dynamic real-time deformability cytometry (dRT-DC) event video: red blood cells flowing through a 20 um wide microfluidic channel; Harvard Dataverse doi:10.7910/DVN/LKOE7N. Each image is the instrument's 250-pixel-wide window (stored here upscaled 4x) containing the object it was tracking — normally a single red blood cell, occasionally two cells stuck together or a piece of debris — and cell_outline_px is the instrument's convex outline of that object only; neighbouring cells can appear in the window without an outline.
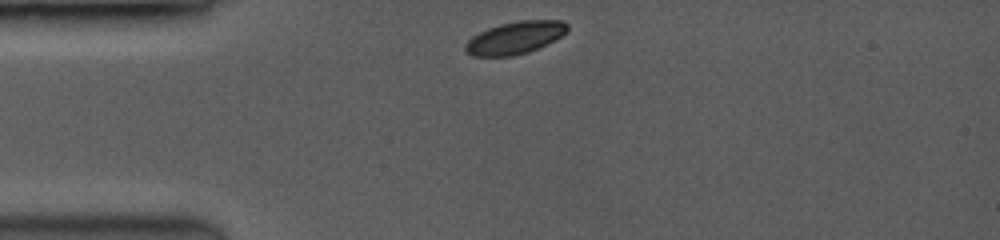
{"species": "common noctule bat (a hibernating species)", "species_latin": "Nyctalus noctula", "temperature_condition": "room temperature", "stored_images_in_passage": 51, "camera_frame_rate_fps": 3500, "um_per_image_px": 0.085, "animal": {"sex": "female", "body_mass_g": 19.0, "forearm_length_mm": 53.3}, "frame": {"image": 1, "passage_image": 1, "time_ms": 0.0, "image_size_px": [1000, 240], "cell_outline_px": [[568, 28], [560, 36], [528, 52], [512, 56], [472, 56], [464, 52], [464, 44], [472, 36], [488, 28], [500, 24], [520, 20], [560, 20], [568, 24]], "centroid_in_image_um": [43.71, 3.21], "position_along_channel_um": 41.3, "area_um2": 19.07}}
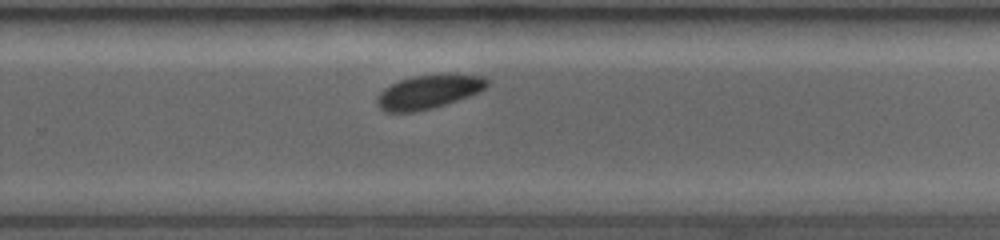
{"frame": {"image": 2, "passage_image": 40, "time_ms": 6.857, "image_size_px": [1000, 240], "cell_outline_px": [[488, 84], [484, 88], [476, 92], [456, 100], [432, 108], [412, 112], [384, 112], [376, 104], [376, 100], [380, 92], [384, 88], [400, 80], [416, 76], [480, 76], [488, 80]], "centroid_in_image_um": [36.32, 7.84], "position_along_channel_um": 293.5, "area_um2": 20.63}}
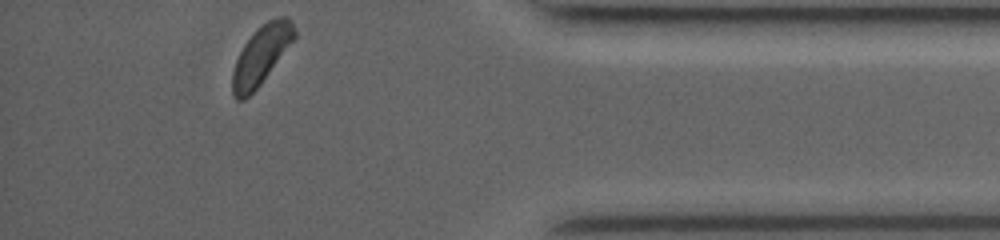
{"frame": {"image": 3, "passage_image": 51, "time_ms": 10.286, "image_size_px": [1000, 240], "cell_outline_px": [[296, 36], [260, 84], [244, 100], [236, 100], [232, 96], [232, 72], [236, 60], [244, 44], [268, 20], [280, 16], [288, 16], [292, 20], [296, 32]], "centroid_in_image_um": [22.19, 4.7], "position_along_channel_um": 413.0, "area_um2": 20.63}, "authors_computed_cell_mechanics": {"area_um2": 21.2704, "velocity_mm_per_s": 4.0572, "shape_relaxation_time_tau1_ms": 1.2227, "shape_relaxation_time_tau2_ms": null, "deformation_change_tau1": 0.0819, "deformation_change_tau2": null}}